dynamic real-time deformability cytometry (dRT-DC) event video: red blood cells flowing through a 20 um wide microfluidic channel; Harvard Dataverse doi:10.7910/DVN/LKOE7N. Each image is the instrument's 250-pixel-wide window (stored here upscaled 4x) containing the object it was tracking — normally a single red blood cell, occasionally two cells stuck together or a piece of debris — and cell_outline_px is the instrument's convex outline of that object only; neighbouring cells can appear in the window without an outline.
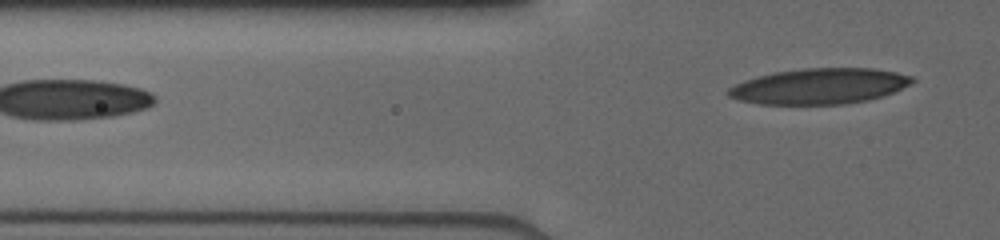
{"species": "human", "species_latin": "Homo sapiens", "temperature_condition": "cold", "stored_images_in_passage": 7, "segment_of_instrument_passage": [2, 2], "camera_frame_rate_fps": 3000, "um_per_image_px": 0.085, "donor": {"sex": "male"}, "frame": {"image": 1, "passage_image": 7, "time_ms": 5.0, "image_size_px": [1000, 240], "cell_outline_px": [[916, 80], [892, 92], [868, 100], [844, 104], [760, 104], [736, 100], [728, 96], [724, 92], [728, 88], [744, 80], [776, 72], [804, 68], [872, 68], [896, 72], [912, 76]], "centroid_in_image_um": [69.6, 7.33], "position_along_channel_um": 56.2, "area_um2": 38.03}}